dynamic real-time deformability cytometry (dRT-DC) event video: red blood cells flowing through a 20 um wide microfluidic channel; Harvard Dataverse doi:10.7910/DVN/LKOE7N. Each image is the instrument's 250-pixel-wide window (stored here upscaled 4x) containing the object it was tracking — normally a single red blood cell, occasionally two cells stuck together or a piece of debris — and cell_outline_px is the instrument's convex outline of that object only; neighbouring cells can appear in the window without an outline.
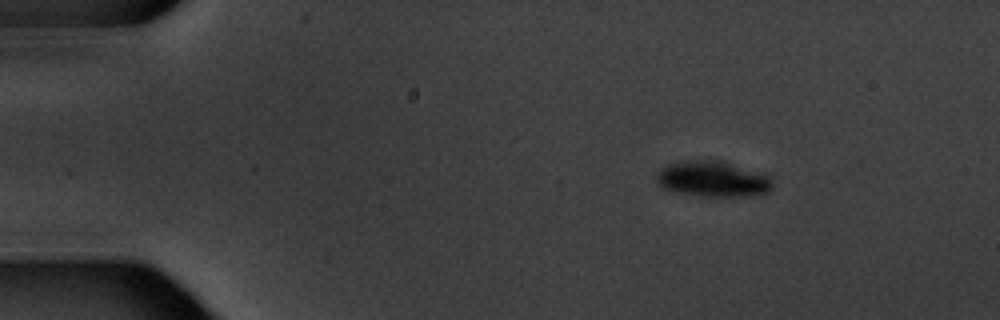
{"species": "common noctule bat (a hibernating species)", "species_latin": "Nyctalus noctula", "temperature_condition": "warm", "stored_images_in_passage": 9, "camera_frame_rate_fps": 3000, "um_per_image_px": 0.085, "animal": {"sex": "male", "body_mass_g": 20.1, "forearm_length_mm": 53.5}, "frame": {"image": 1, "passage_image": 1, "time_ms": 0.0, "image_size_px": [1000, 320], "cell_outline_px": [[772, 188], [764, 196], [700, 196], [680, 192], [664, 188], [656, 180], [656, 176], [668, 164], [696, 160], [716, 160], [772, 176]], "centroid_in_image_um": [60.68, 15.24], "position_along_channel_um": 24.3, "area_um2": 23.76}}
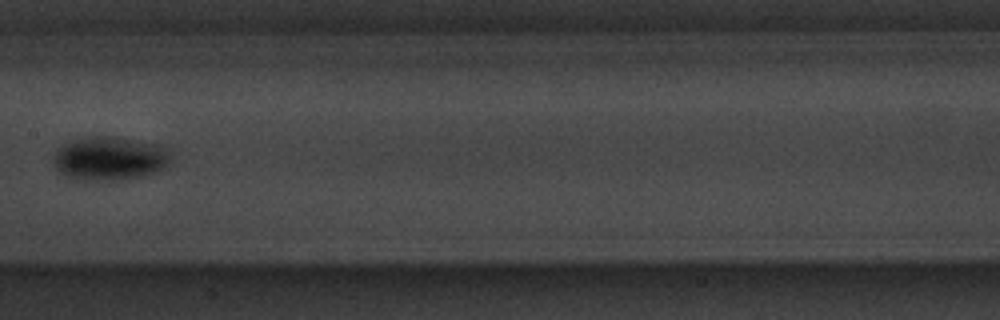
{"frame": {"image": 2, "passage_image": 7, "time_ms": 7.333, "image_size_px": [1000, 320], "cell_outline_px": [[168, 160], [160, 168], [152, 172], [136, 176], [116, 180], [84, 180], [64, 176], [56, 168], [52, 156], [56, 148], [72, 140], [84, 136], [116, 136], [156, 144], [164, 148]], "centroid_in_image_um": [9.17, 13.44], "position_along_channel_um": 198.2, "area_um2": 29.3}}
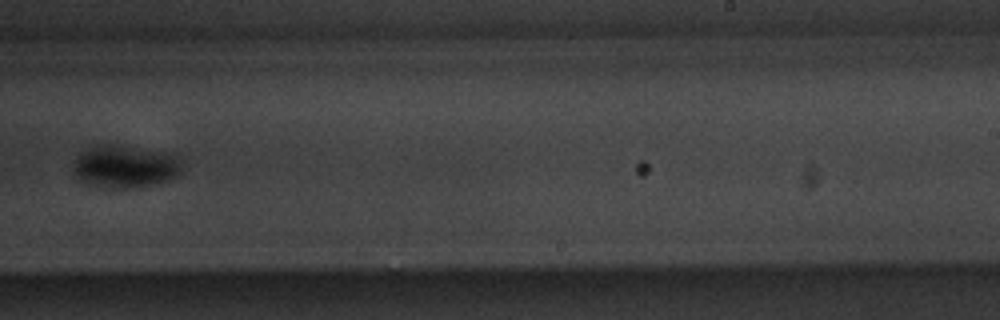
{"frame": {"image": 3, "passage_image": 9, "time_ms": 9.667, "image_size_px": [1000, 320], "cell_outline_px": [[180, 172], [176, 176], [168, 180], [152, 184], [128, 188], [108, 188], [88, 184], [76, 176], [72, 172], [72, 160], [88, 148], [96, 144], [112, 144], [164, 152], [176, 156], [180, 160]], "centroid_in_image_um": [10.56, 14.14], "position_along_channel_um": 278.4, "area_um2": 26.88}}